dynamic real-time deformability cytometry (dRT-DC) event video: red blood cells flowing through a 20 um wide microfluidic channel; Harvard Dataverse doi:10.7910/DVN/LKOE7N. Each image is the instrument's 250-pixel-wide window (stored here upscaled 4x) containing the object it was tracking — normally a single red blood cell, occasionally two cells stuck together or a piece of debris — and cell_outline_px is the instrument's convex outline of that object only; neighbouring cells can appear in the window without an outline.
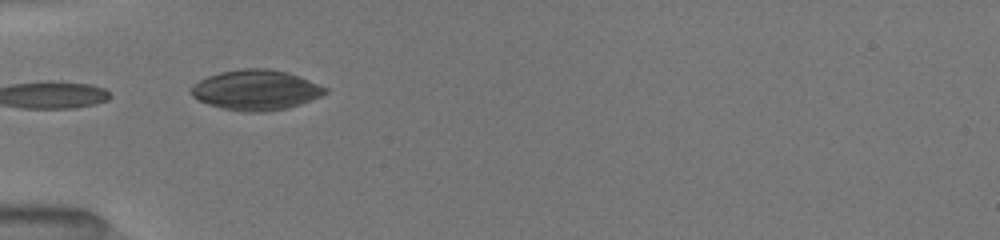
{"species": "common noctule bat (a hibernating species)", "species_latin": "Nyctalus noctula", "temperature_condition": "room temperature", "stored_images_in_passage": 18, "camera_frame_rate_fps": 3000, "um_per_image_px": 0.085, "animal": {"sex": "female", "body_mass_g": 19.5, "forearm_length_mm": 54.1}, "frame": {"image": 1, "passage_image": 1, "time_ms": 0.0, "image_size_px": [1000, 240], "cell_outline_px": [[328, 92], [312, 100], [288, 108], [264, 112], [244, 112], [220, 108], [208, 104], [192, 96], [192, 84], [208, 76], [220, 72], [244, 68], [268, 68], [288, 72], [328, 88]], "centroid_in_image_um": [21.76, 7.65], "position_along_channel_um": 63.2, "area_um2": 31.39}}